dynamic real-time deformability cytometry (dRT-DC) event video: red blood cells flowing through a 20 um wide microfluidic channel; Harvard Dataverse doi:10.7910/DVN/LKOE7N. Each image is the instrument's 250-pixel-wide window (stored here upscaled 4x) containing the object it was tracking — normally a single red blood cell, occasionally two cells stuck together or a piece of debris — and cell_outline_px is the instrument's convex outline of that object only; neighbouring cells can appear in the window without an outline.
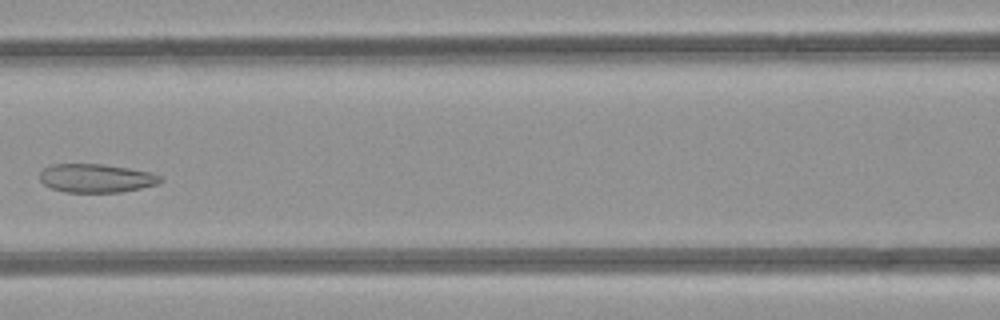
{"species": "common noctule bat (a hibernating species)", "species_latin": "Nyctalus noctula", "temperature_condition": "room temperature", "stored_images_in_passage": 4, "camera_frame_rate_fps": 3000, "um_per_image_px": 0.085, "animal": {"sex": "female", "body_mass_g": 21.9}, "frame": {"image": 1, "passage_image": 4, "time_ms": 3.333, "image_size_px": [1000, 320], "cell_outline_px": [[164, 180], [156, 184], [140, 188], [120, 192], [64, 192], [52, 188], [44, 184], [40, 180], [40, 172], [44, 168], [52, 164], [100, 164], [128, 168], [152, 172], [160, 176]], "centroid_in_image_um": [8.17, 15.14], "position_along_channel_um": 158.4, "area_um2": 20.0}}